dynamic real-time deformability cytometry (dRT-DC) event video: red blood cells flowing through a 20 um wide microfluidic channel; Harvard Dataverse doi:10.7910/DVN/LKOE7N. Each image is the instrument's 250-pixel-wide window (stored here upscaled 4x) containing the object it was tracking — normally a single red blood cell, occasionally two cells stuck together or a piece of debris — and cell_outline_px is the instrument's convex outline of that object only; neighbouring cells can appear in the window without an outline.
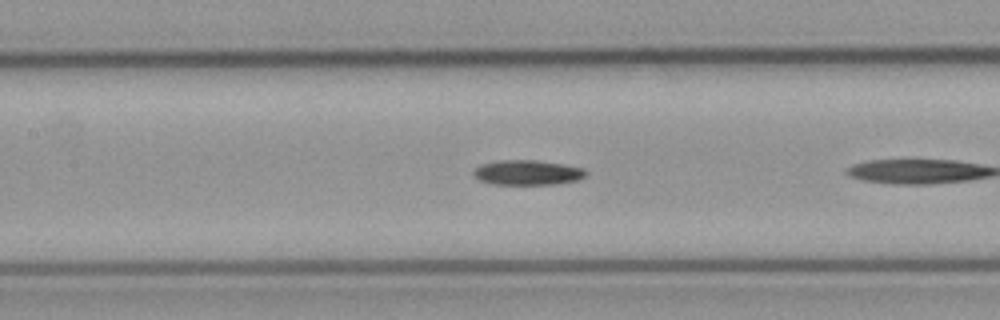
{"species": "common noctule bat (a hibernating species)", "species_latin": "Nyctalus noctula", "temperature_condition": "cold", "stored_images_in_passage": 10, "camera_frame_rate_fps": 3000, "um_per_image_px": 0.085, "animal": {"sex": "male", "body_mass_g": 23.1, "forearm_length_mm": 52.7}, "frame": {"image": 1, "passage_image": 9, "time_ms": 2.667, "image_size_px": [1000, 320], "cell_outline_px": [[588, 172], [584, 176], [576, 180], [552, 184], [492, 184], [480, 180], [472, 172], [480, 164], [496, 160], [536, 160], [564, 164], [584, 168]], "centroid_in_image_um": [44.82, 14.65], "position_along_channel_um": 162.6, "area_um2": 16.24}}